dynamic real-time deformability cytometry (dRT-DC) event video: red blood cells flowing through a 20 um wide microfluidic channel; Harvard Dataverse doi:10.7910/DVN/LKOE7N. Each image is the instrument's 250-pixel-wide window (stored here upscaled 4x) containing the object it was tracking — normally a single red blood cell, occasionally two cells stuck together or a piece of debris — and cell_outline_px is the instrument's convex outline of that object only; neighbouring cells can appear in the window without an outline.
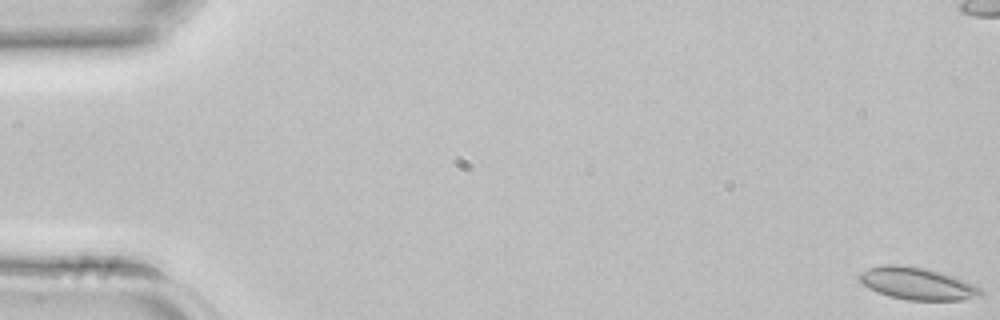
{"species": "common noctule bat (a hibernating species)", "species_latin": "Nyctalus noctula", "temperature_condition": "room temperature", "stored_images_in_passage": 45, "camera_frame_rate_fps": 3000, "um_per_image_px": 0.085, "animal": {"sex": "female", "body_mass_g": 22.7, "forearm_length_mm": 54.2}, "frame": {"image": 1, "passage_image": 1, "time_ms": 0.0, "image_size_px": [1000, 320], "cell_outline_px": [[984, 296], [964, 300], [908, 300], [888, 296], [868, 288], [856, 276], [860, 272], [868, 268], [884, 264], [900, 264], [924, 268], [940, 272], [952, 276], [972, 284], [980, 288], [984, 292]], "centroid_in_image_um": [77.95, 24.11], "position_along_channel_um": 7.0, "area_um2": 22.89}}